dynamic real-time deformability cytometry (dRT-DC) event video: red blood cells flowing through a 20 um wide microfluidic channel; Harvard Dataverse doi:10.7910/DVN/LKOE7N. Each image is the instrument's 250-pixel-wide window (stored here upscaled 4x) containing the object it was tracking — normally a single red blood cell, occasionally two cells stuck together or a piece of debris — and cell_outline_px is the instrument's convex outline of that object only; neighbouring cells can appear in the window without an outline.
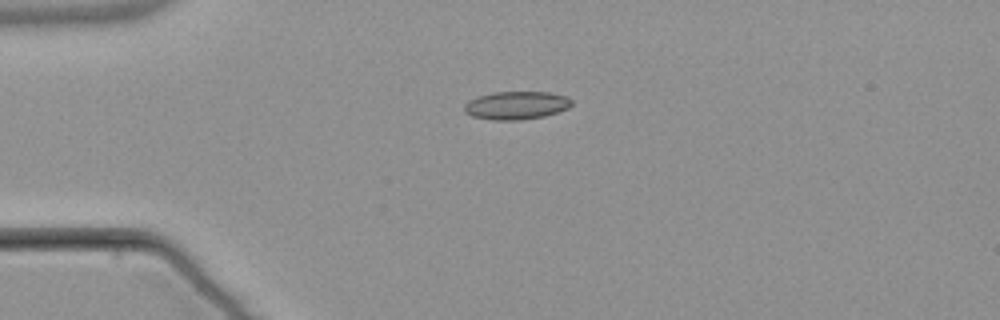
{"species": "common noctule bat (a hibernating species)", "species_latin": "Nyctalus noctula", "temperature_condition": "warm", "stored_images_in_passage": 3, "camera_frame_rate_fps": 3000, "um_per_image_px": 0.085, "animal": {"sex": "male", "body_mass_g": 21.5, "forearm_length_mm": 52.0}, "frame": {"image": 1, "passage_image": 1, "time_ms": 0.0, "image_size_px": [1000, 320], "cell_outline_px": [[572, 104], [568, 108], [544, 116], [520, 120], [492, 120], [472, 116], [464, 112], [464, 104], [468, 100], [476, 96], [492, 92], [552, 92], [568, 96], [572, 100]], "centroid_in_image_um": [43.87, 8.94], "position_along_channel_um": 41.1, "area_um2": 17.8}}
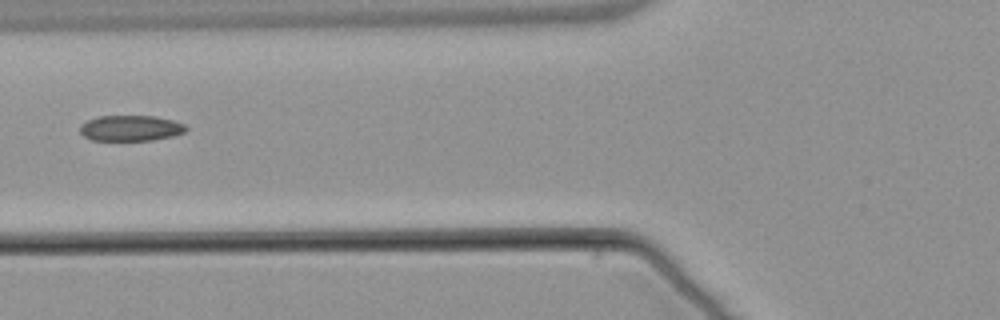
{"frame": {"image": 2, "passage_image": 3, "time_ms": 2.667, "image_size_px": [1000, 320], "cell_outline_px": [[188, 128], [184, 132], [172, 136], [152, 140], [92, 140], [84, 136], [80, 132], [80, 124], [88, 120], [100, 116], [152, 116], [172, 120], [184, 124]], "centroid_in_image_um": [11.09, 10.89], "position_along_channel_um": 114.7, "area_um2": 15.72}}